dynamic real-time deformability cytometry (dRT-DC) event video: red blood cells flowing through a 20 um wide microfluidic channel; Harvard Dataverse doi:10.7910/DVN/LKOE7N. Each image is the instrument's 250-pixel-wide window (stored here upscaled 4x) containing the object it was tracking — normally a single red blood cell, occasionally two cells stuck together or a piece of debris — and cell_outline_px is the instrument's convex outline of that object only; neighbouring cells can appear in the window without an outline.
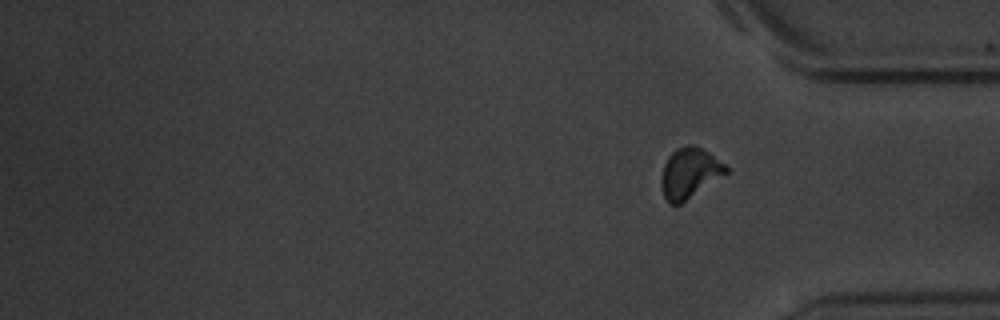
{"species": "common noctule bat (a hibernating species)", "species_latin": "Nyctalus noctula", "temperature_condition": "warm", "stored_images_in_passage": 17, "camera_frame_rate_fps": 3000, "um_per_image_px": 0.085, "animal": {"sex": "male", "body_mass_g": 20.1, "forearm_length_mm": 53.5}, "frame": {"image": 1, "passage_image": 17, "time_ms": 19.667, "image_size_px": [1000, 320], "cell_outline_px": [[728, 172], [680, 204], [668, 204], [664, 196], [664, 164], [668, 156], [676, 148], [688, 144], [692, 144], [708, 152], [724, 164], [728, 168]], "centroid_in_image_um": [58.63, 14.69], "position_along_channel_um": 376.6, "area_um2": 18.26}, "authors_computed_cell_mechanics": {"area_um2": 17.7446, "velocity_mm_per_s": 3.3891, "shape_relaxation_time_tau1_ms": 1.8798, "shape_relaxation_time_tau2_ms": 1.1921, "deformation_change_tau1": 0.1023, "deformation_change_tau2": 0.0707}}